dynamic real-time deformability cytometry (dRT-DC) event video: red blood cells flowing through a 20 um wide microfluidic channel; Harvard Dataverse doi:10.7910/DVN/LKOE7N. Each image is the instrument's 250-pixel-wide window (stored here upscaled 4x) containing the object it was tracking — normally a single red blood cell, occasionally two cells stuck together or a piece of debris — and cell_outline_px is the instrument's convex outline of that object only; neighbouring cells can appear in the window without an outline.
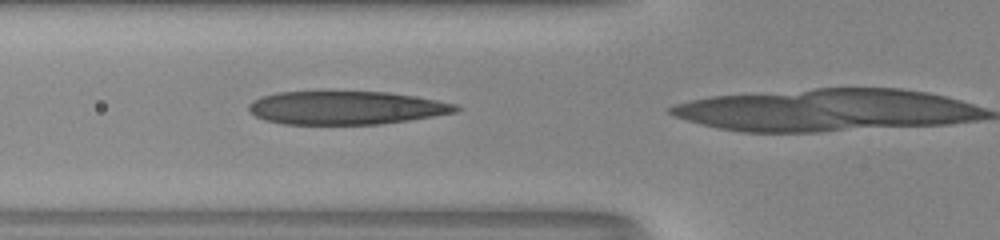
{"species": "human", "species_latin": "Homo sapiens", "temperature_condition": "room temperature", "stored_images_in_passage": 15, "camera_frame_rate_fps": 3000, "um_per_image_px": 0.085, "donor": {"sex": "male"}, "frame": {"image": 1, "passage_image": 14, "time_ms": 4.333, "image_size_px": [1000, 240], "cell_outline_px": [[464, 108], [456, 112], [408, 120], [380, 124], [284, 124], [264, 120], [256, 116], [248, 108], [248, 104], [252, 100], [260, 96], [276, 92], [324, 88], [388, 92], [416, 96], [456, 104]], "centroid_in_image_um": [29.35, 9.1], "position_along_channel_um": 96.4, "area_um2": 41.85}}